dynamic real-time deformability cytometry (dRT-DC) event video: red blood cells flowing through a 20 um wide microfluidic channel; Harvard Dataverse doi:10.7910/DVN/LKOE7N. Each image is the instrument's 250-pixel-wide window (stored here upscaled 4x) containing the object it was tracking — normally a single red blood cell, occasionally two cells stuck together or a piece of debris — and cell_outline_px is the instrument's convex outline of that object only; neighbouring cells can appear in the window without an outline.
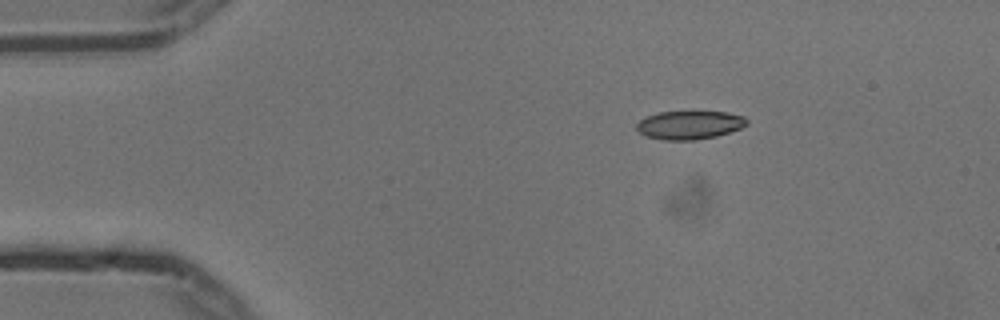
{"species": "common noctule bat (a hibernating species)", "species_latin": "Nyctalus noctula", "temperature_condition": "cold", "stored_images_in_passage": 47, "camera_frame_rate_fps": 3000, "um_per_image_px": 0.085, "animal": {"sex": "male", "body_mass_g": 13.3}, "frame": {"image": 1, "passage_image": 1, "time_ms": 0.0, "image_size_px": [1000, 320], "cell_outline_px": [[748, 124], [740, 128], [716, 136], [692, 140], [664, 140], [648, 136], [640, 132], [636, 128], [636, 124], [640, 120], [648, 116], [660, 112], [724, 112], [744, 116], [748, 120]], "centroid_in_image_um": [58.62, 10.62], "position_along_channel_um": 26.4, "area_um2": 17.98}}
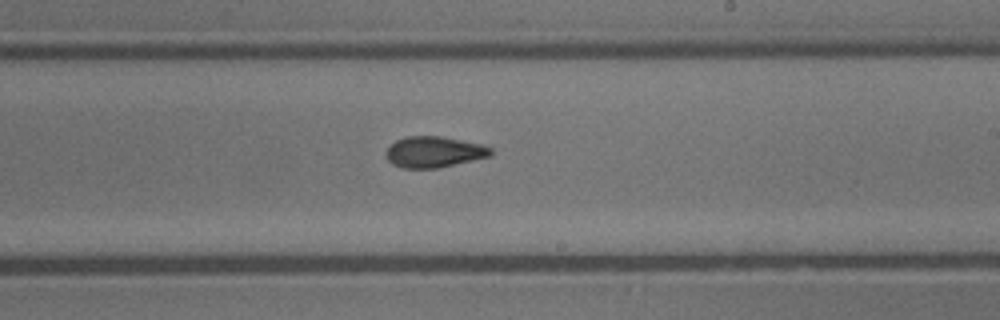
{"frame": {"image": 2, "passage_image": 24, "time_ms": 7.667, "image_size_px": [1000, 320], "cell_outline_px": [[492, 156], [436, 168], [404, 168], [392, 164], [384, 156], [388, 148], [396, 140], [408, 136], [440, 136], [480, 144], [492, 148]], "centroid_in_image_um": [36.88, 12.92], "position_along_channel_um": 252.1, "area_um2": 18.79}}
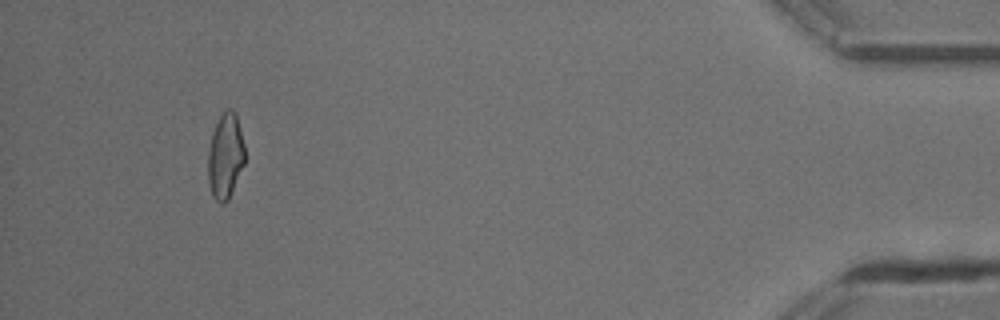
{"frame": {"image": 3, "passage_image": 43, "time_ms": 14.0, "image_size_px": [1000, 320], "cell_outline_px": [[244, 164], [228, 200], [224, 204], [220, 204], [212, 196], [208, 180], [208, 152], [212, 132], [220, 116], [228, 108], [232, 108], [236, 112], [244, 144]], "centroid_in_image_um": [19.15, 13.27], "position_along_channel_um": 416.0, "area_um2": 18.32}, "authors_computed_cell_mechanics": {"area_um2": 18.785, "velocity_mm_per_s": 3.749, "shape_relaxation_time_tau1_ms": 8.3265, "shape_relaxation_time_tau2_ms": 3.5885, "deformation_change_tau1": 0.1685, "deformation_change_tau2": 0.0883}}